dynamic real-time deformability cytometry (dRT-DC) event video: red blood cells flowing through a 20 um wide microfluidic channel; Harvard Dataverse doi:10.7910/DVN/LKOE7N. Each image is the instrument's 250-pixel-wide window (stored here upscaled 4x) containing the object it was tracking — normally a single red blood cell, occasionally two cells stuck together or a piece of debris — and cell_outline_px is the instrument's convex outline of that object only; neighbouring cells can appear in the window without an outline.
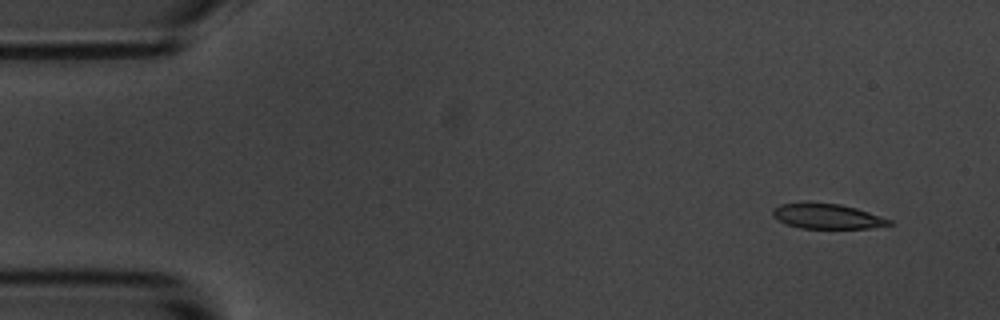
{"species": "common noctule bat (a hibernating species)", "species_latin": "Nyctalus noctula", "temperature_condition": "room temperature", "stored_images_in_passage": 6, "segment_of_instrument_passage": [2, 2], "camera_frame_rate_fps": 3000, "um_per_image_px": 0.085, "animal": {"sex": "male", "body_mass_g": 20.1, "forearm_length_mm": 53.5}, "frame": {"image": 1, "passage_image": 6, "time_ms": 6.0, "image_size_px": [1000, 320], "cell_outline_px": [[892, 224], [868, 228], [800, 228], [788, 224], [772, 216], [772, 208], [780, 204], [840, 204], [856, 208], [892, 220]], "centroid_in_image_um": [70.32, 18.4], "position_along_channel_um": 14.7, "area_um2": 16.42}}